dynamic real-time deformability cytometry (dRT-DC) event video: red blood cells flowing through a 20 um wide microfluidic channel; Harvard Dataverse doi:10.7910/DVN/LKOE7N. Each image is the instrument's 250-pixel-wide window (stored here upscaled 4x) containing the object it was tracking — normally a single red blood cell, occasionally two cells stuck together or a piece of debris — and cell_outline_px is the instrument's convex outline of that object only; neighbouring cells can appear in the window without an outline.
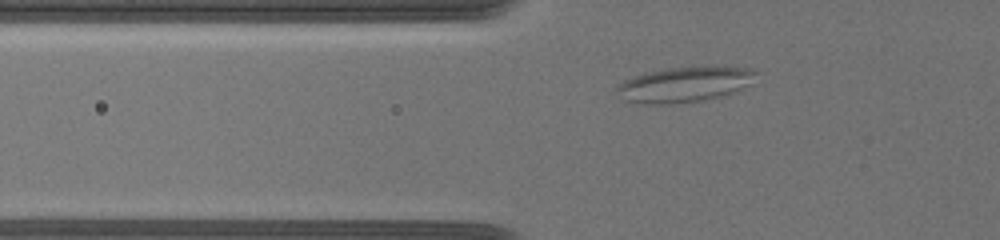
{"species": "common noctule bat (a hibernating species)", "species_latin": "Nyctalus noctula", "temperature_condition": "warm", "stored_images_in_passage": 7, "camera_frame_rate_fps": 3000, "um_per_image_px": 0.085, "animal": {"sex": "female", "body_mass_g": 19.5, "forearm_length_mm": 54.1}, "frame": {"image": 1, "passage_image": 3, "time_ms": 1.667, "image_size_px": [1000, 240], "cell_outline_px": [[756, 72], [752, 84], [736, 92], [700, 100], [668, 104], [640, 104], [624, 100], [616, 92], [616, 88], [624, 80], [648, 72], [668, 68], [748, 68]], "centroid_in_image_um": [58.14, 7.21], "position_along_channel_um": 67.7, "area_um2": 27.86}}
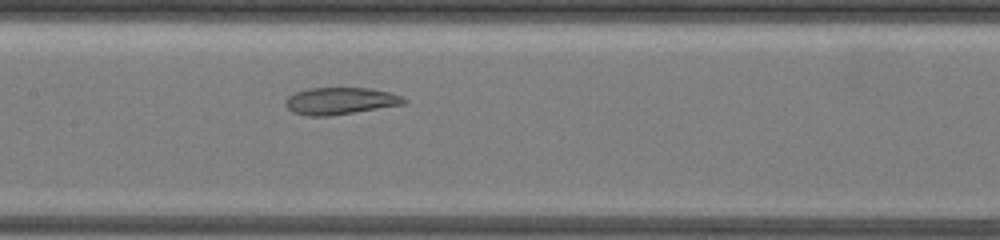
{"frame": {"image": 2, "passage_image": 6, "time_ms": 5.0, "image_size_px": [1000, 240], "cell_outline_px": [[408, 100], [404, 104], [332, 116], [308, 116], [292, 112], [284, 104], [284, 100], [288, 96], [296, 92], [308, 88], [372, 88], [392, 92]], "centroid_in_image_um": [28.91, 8.58], "position_along_channel_um": 178.5, "area_um2": 18.84}}
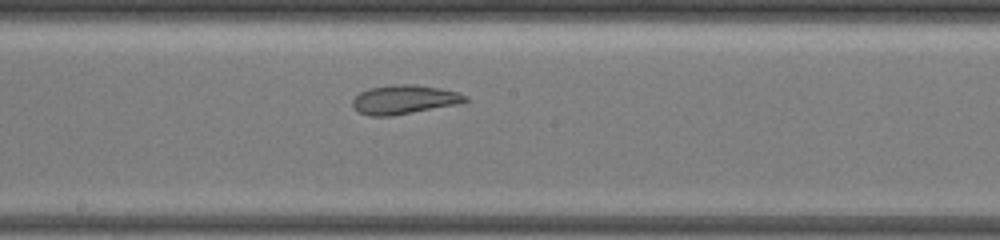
{"frame": {"image": 3, "passage_image": 7, "time_ms": 6.0, "image_size_px": [1000, 240], "cell_outline_px": [[468, 100], [460, 104], [392, 116], [368, 116], [360, 112], [352, 104], [352, 100], [360, 92], [368, 88], [392, 84], [416, 84], [440, 88], [456, 92], [468, 96]], "centroid_in_image_um": [34.37, 8.46], "position_along_channel_um": 213.8, "area_um2": 19.19}}